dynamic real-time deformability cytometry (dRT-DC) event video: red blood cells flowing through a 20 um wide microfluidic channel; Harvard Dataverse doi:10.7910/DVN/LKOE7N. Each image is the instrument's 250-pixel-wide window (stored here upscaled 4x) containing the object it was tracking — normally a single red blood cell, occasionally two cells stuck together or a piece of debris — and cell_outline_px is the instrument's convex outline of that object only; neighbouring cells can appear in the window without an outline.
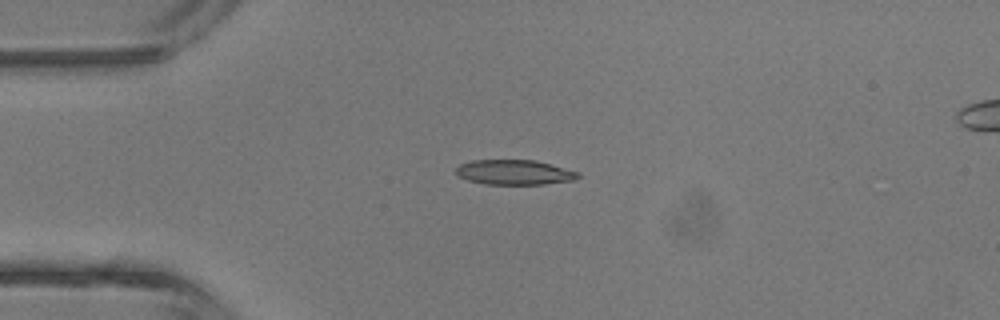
{"species": "common noctule bat (a hibernating species)", "species_latin": "Nyctalus noctula", "temperature_condition": "room temperature", "stored_images_in_passage": 4, "camera_frame_rate_fps": 3000, "um_per_image_px": 0.085, "animal": {"sex": "male", "body_mass_g": 13.3}, "frame": {"image": 1, "passage_image": 3, "time_ms": 3.333, "image_size_px": [1000, 320], "cell_outline_px": [[580, 176], [572, 180], [544, 184], [484, 184], [468, 180], [456, 176], [456, 168], [460, 164], [472, 160], [536, 160], [580, 172]], "centroid_in_image_um": [43.7, 14.64], "position_along_channel_um": 41.3, "area_um2": 17.74}}